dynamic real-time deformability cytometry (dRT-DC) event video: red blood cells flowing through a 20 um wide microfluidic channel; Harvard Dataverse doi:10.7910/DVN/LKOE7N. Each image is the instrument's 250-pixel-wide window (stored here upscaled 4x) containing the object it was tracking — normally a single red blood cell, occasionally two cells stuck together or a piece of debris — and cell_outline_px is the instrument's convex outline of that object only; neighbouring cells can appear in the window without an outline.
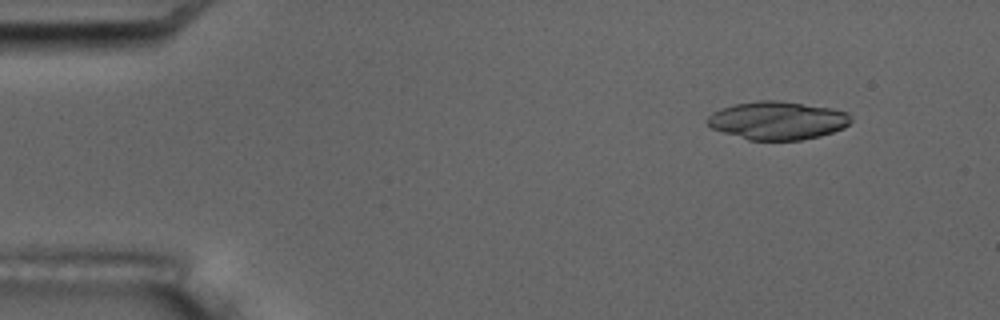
{"species": "common noctule bat (a hibernating species)", "species_latin": "Nyctalus noctula", "temperature_condition": "room temperature", "stored_images_in_passage": 4, "camera_frame_rate_fps": 3000, "um_per_image_px": 0.085, "animal": {"sex": "male", "body_mass_g": 17.5, "forearm_length_mm": 52.3}, "frame": {"image": 1, "passage_image": 2, "time_ms": 1.333, "image_size_px": [1000, 320], "cell_outline_px": [[852, 120], [844, 128], [820, 136], [800, 140], [748, 140], [712, 128], [704, 120], [712, 112], [720, 108], [736, 104], [756, 100], [776, 100], [832, 108], [848, 112]], "centroid_in_image_um": [66.08, 10.24], "position_along_channel_um": 18.9, "area_um2": 31.96}}